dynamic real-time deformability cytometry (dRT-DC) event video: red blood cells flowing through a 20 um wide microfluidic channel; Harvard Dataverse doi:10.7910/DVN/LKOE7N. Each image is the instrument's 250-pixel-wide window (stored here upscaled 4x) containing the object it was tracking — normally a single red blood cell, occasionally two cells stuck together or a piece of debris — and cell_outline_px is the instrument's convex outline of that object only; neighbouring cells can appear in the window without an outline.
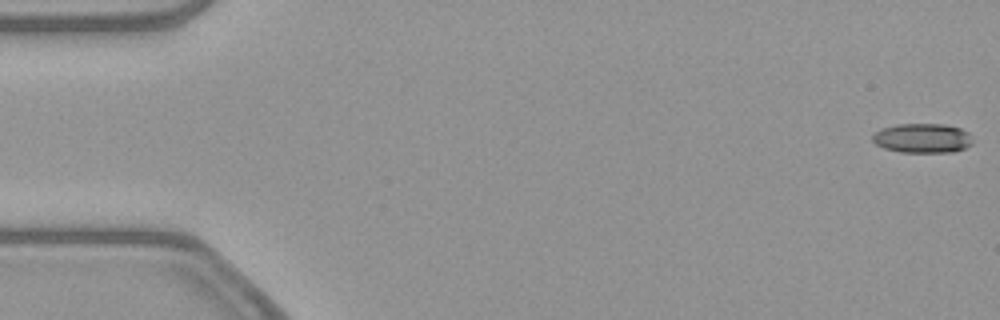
{"species": "common noctule bat (a hibernating species)", "species_latin": "Nyctalus noctula", "temperature_condition": "warm", "stored_images_in_passage": 54, "camera_frame_rate_fps": 3000, "um_per_image_px": 0.085, "animal": {"sex": "female", "body_mass_g": 21.9}, "frame": {"image": 1, "passage_image": 1, "time_ms": 0.0, "image_size_px": [1000, 320], "cell_outline_px": [[972, 144], [964, 148], [952, 152], [900, 152], [884, 148], [876, 144], [872, 140], [872, 136], [880, 128], [896, 124], [944, 124], [960, 128], [968, 132], [972, 136]], "centroid_in_image_um": [78.41, 11.74], "position_along_channel_um": 6.6, "area_um2": 17.28}}
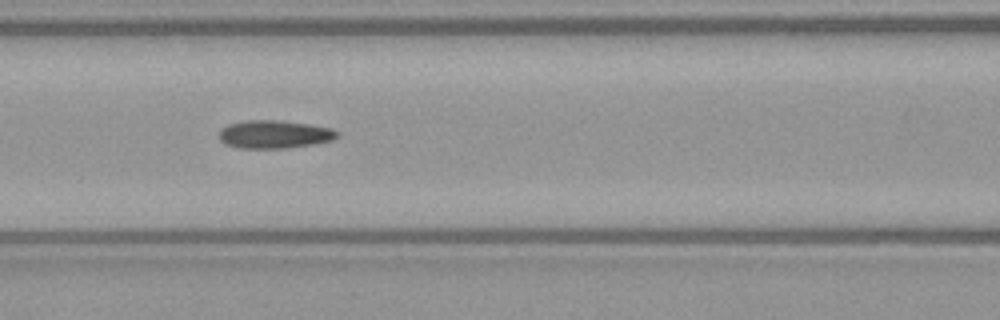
{"frame": {"image": 2, "passage_image": 23, "time_ms": 7.333, "image_size_px": [1000, 320], "cell_outline_px": [[340, 136], [332, 140], [316, 144], [288, 148], [240, 148], [224, 144], [220, 140], [220, 128], [228, 124], [244, 120], [280, 120], [308, 124], [332, 128], [340, 132]], "centroid_in_image_um": [23.34, 11.41], "position_along_channel_um": 143.3, "area_um2": 19.59}}
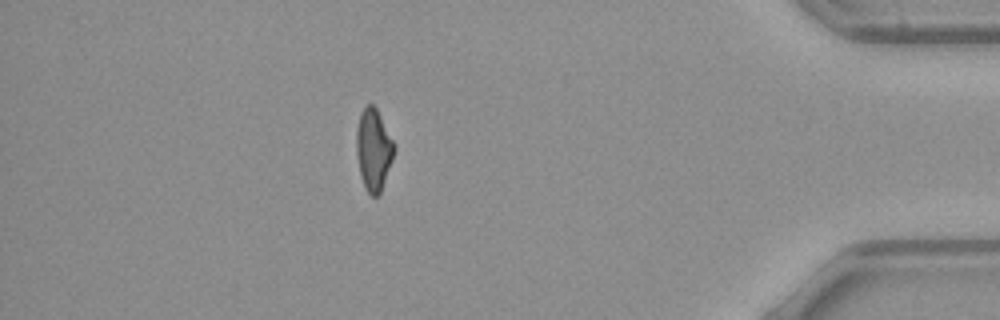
{"frame": {"image": 3, "passage_image": 47, "time_ms": 15.333, "image_size_px": [1000, 320], "cell_outline_px": [[396, 148], [380, 196], [372, 196], [364, 188], [360, 176], [356, 152], [356, 132], [360, 112], [368, 104], [372, 104], [376, 108], [396, 144]], "centroid_in_image_um": [31.76, 12.74], "position_along_channel_um": 403.4, "area_um2": 18.26}, "authors_computed_cell_mechanics": {"area_um2": 18.6405, "velocity_mm_per_s": 3.8722, "shape_relaxation_time_tau1_ms": null, "shape_relaxation_time_tau2_ms": 3.4409, "deformation_change_tau1": null, "deformation_change_tau2": 0.1295}}